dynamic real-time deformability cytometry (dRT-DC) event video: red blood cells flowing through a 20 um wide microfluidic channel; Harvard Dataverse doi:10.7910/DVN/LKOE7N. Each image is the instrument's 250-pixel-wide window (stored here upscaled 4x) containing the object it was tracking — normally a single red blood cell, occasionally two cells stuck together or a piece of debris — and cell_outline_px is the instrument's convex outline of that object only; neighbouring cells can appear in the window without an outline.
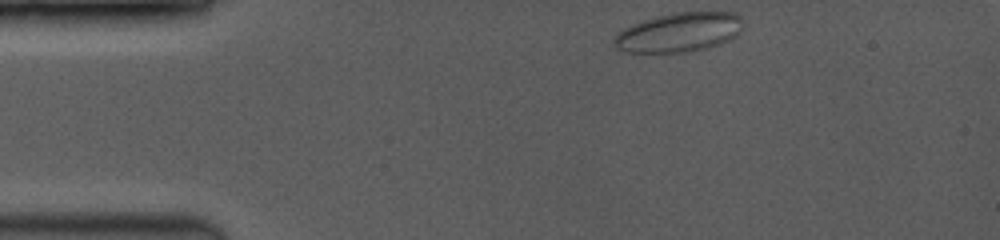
{"species": "common noctule bat (a hibernating species)", "species_latin": "Nyctalus noctula", "temperature_condition": "room temperature", "stored_images_in_passage": 4, "camera_frame_rate_fps": 3500, "um_per_image_px": 0.085, "animal": {"sex": "female", "body_mass_g": 19.0, "forearm_length_mm": 53.3}, "frame": {"image": 1, "passage_image": 1, "time_ms": 0.0, "image_size_px": [1000, 240], "cell_outline_px": [[744, 28], [736, 36], [720, 44], [696, 52], [620, 52], [616, 48], [612, 40], [620, 32], [636, 24], [660, 16], [680, 12], [732, 12], [740, 16]], "centroid_in_image_um": [57.79, 2.78], "position_along_channel_um": 27.2, "area_um2": 29.3}}